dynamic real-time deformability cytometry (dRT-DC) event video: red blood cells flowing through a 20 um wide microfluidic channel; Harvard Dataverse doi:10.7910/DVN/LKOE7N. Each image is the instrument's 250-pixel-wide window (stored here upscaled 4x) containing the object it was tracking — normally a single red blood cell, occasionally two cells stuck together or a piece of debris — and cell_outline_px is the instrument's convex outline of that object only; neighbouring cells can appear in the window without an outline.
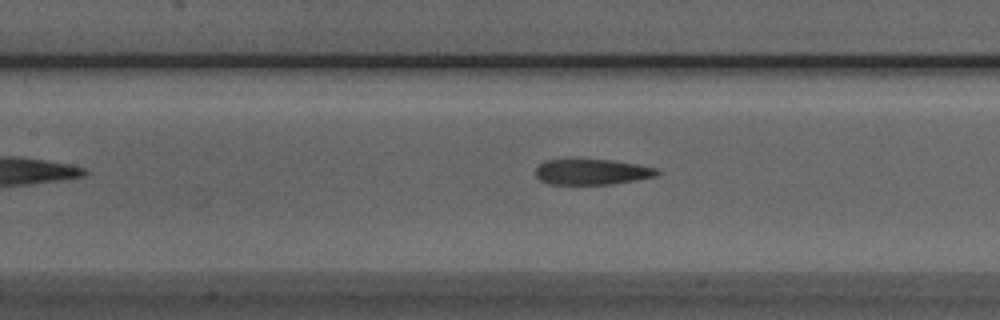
{"species": "Egyptian fruit bat (a non-hibernating species)", "species_latin": "Rousettus aegyptiacus", "temperature_condition": "room temperature", "stored_images_in_passage": 29, "camera_frame_rate_fps": 3000, "um_per_image_px": 0.085, "animal": {"sex": "male"}, "frame": {"image": 1, "passage_image": 10, "time_ms": 3.0, "image_size_px": [1000, 320], "cell_outline_px": [[660, 172], [656, 176], [636, 180], [612, 184], [548, 184], [540, 180], [536, 176], [536, 168], [544, 160], [612, 160], [636, 164], [656, 168]], "centroid_in_image_um": [50.31, 14.62], "position_along_channel_um": 157.1, "area_um2": 17.98}}
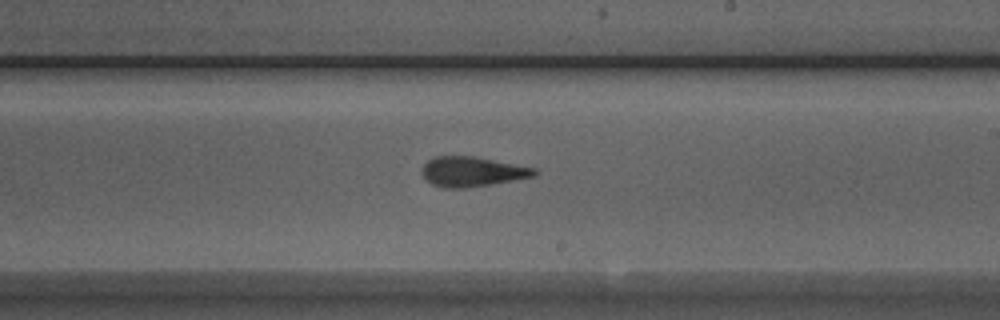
{"frame": {"image": 2, "passage_image": 17, "time_ms": 5.333, "image_size_px": [1000, 320], "cell_outline_px": [[540, 172], [536, 176], [464, 188], [444, 188], [432, 184], [420, 172], [424, 164], [428, 160], [436, 156], [472, 156], [536, 168]], "centroid_in_image_um": [40.13, 14.58], "position_along_channel_um": 248.9, "area_um2": 19.36}}
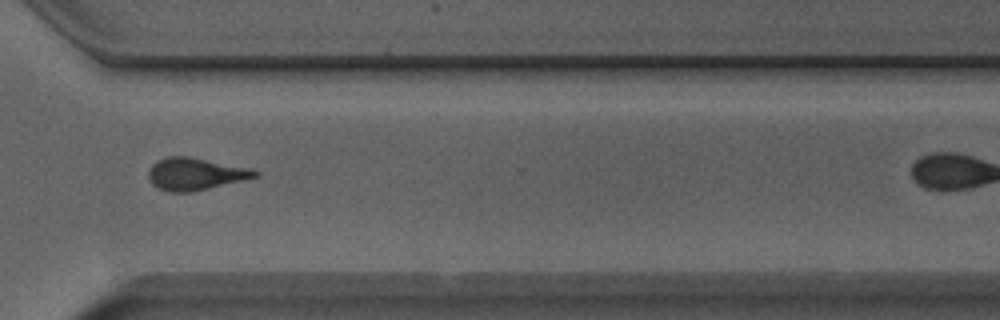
{"frame": {"image": 3, "passage_image": 25, "time_ms": 8.0, "image_size_px": [1000, 320], "cell_outline_px": [[260, 172], [256, 176], [192, 192], [168, 192], [156, 188], [148, 180], [148, 168], [156, 160], [168, 156], [188, 156], [248, 168]], "centroid_in_image_um": [16.48, 14.78], "position_along_channel_um": 354.1, "area_um2": 19.83}}